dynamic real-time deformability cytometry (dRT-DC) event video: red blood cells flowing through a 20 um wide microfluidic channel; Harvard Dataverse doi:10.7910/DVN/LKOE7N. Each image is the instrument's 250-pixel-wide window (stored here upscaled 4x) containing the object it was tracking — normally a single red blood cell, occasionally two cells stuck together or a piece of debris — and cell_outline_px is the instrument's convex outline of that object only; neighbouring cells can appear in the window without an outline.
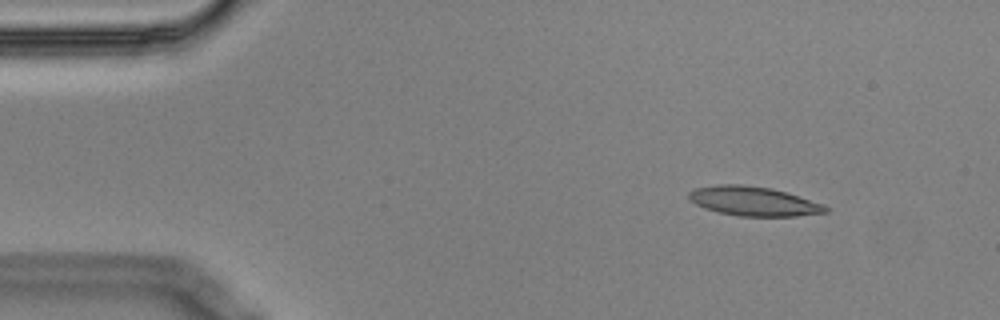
{"species": "Egyptian fruit bat (a non-hibernating species)", "species_latin": "Rousettus aegyptiacus", "temperature_condition": "cold", "stored_images_in_passage": 4, "camera_frame_rate_fps": 3000, "um_per_image_px": 0.085, "animal": {"sex": "male"}, "frame": {"image": 1, "passage_image": 2, "time_ms": 0.333, "image_size_px": [1000, 320], "cell_outline_px": [[828, 212], [796, 216], [736, 216], [716, 212], [704, 208], [696, 204], [688, 196], [688, 192], [696, 188], [716, 184], [744, 184], [772, 188], [824, 204], [828, 208]], "centroid_in_image_um": [64.03, 17.1], "position_along_channel_um": 21.0, "area_um2": 23.41}}
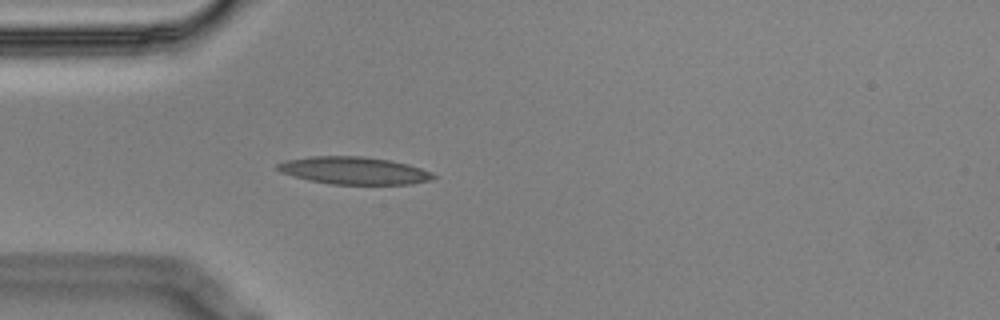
{"frame": {"image": 2, "passage_image": 4, "time_ms": 1.0, "image_size_px": [1000, 320], "cell_outline_px": [[436, 176], [428, 180], [412, 184], [332, 184], [308, 180], [280, 172], [276, 168], [276, 164], [284, 160], [308, 156], [360, 156], [388, 160], [408, 164], [432, 172]], "centroid_in_image_um": [30.03, 14.49], "position_along_channel_um": 55.0, "area_um2": 24.85}}